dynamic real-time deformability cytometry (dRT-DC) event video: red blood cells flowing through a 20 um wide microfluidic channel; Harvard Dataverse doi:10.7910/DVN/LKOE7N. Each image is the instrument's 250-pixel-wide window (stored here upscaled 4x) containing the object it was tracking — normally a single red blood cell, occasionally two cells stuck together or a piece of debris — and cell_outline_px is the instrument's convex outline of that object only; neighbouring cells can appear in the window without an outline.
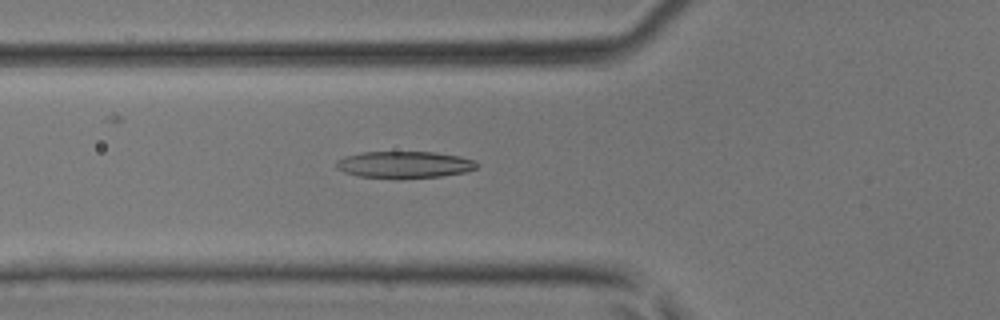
{"species": "common noctule bat (a hibernating species)", "species_latin": "Nyctalus noctula", "temperature_condition": "room temperature", "stored_images_in_passage": 47, "camera_frame_rate_fps": 3000, "um_per_image_px": 0.085, "animal": {"sex": "male", "body_mass_g": 17.9, "forearm_length_mm": 54.2}, "frame": {"image": 1, "passage_image": 17, "time_ms": 5.333, "image_size_px": [1000, 320], "cell_outline_px": [[480, 164], [476, 168], [464, 172], [440, 176], [400, 180], [360, 176], [344, 172], [336, 168], [336, 160], [344, 156], [360, 152], [436, 152], [460, 156], [476, 160]], "centroid_in_image_um": [34.37, 14.0], "position_along_channel_um": 91.4, "area_um2": 22.48}}
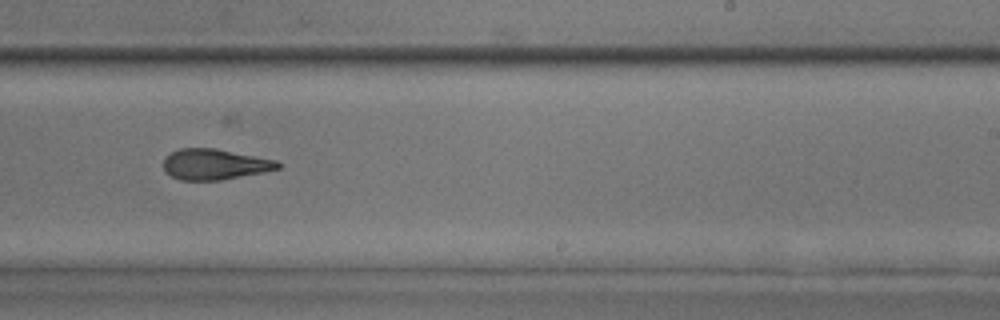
{"frame": {"image": 2, "passage_image": 29, "time_ms": 9.333, "image_size_px": [1000, 320], "cell_outline_px": [[280, 168], [264, 172], [220, 180], [180, 180], [172, 176], [164, 168], [164, 156], [180, 148], [216, 148], [276, 160], [280, 164]], "centroid_in_image_um": [18.25, 13.96], "position_along_channel_um": 270.8, "area_um2": 20.35}}
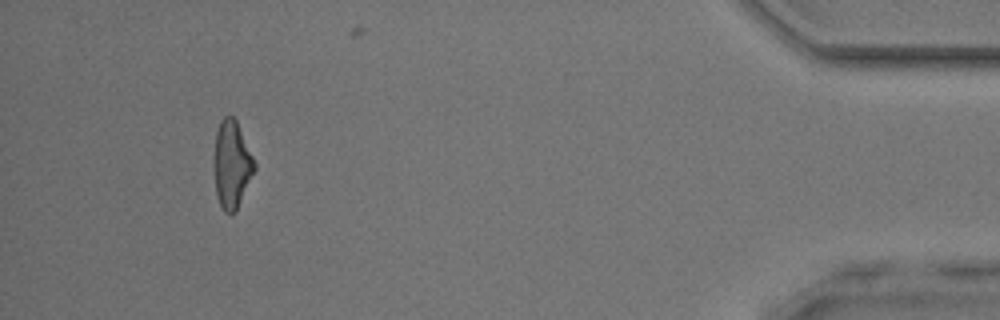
{"frame": {"image": 3, "passage_image": 43, "time_ms": 14.0, "image_size_px": [1000, 320], "cell_outline_px": [[256, 168], [236, 208], [232, 212], [224, 212], [216, 196], [212, 164], [216, 132], [220, 120], [224, 116], [232, 116], [236, 120], [256, 164]], "centroid_in_image_um": [19.65, 13.94], "position_along_channel_um": 415.5, "area_um2": 20.52}}